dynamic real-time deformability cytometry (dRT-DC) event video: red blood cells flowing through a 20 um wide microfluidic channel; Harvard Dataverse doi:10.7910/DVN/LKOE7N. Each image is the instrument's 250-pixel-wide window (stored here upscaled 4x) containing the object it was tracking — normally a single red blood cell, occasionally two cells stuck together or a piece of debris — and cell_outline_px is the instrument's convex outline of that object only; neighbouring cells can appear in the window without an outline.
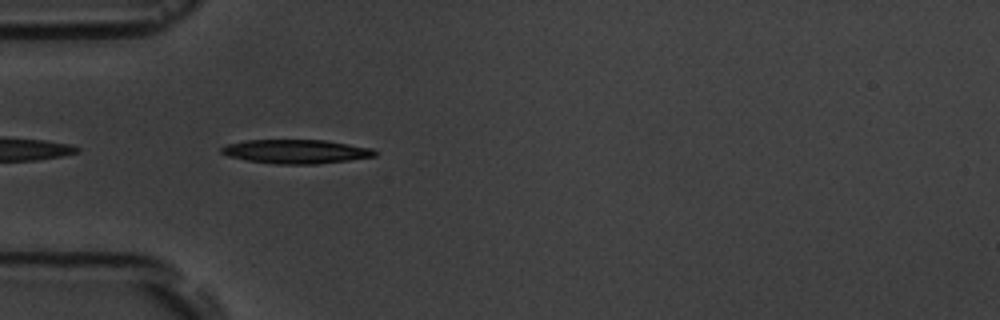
{"species": "common noctule bat (a hibernating species)", "species_latin": "Nyctalus noctula", "temperature_condition": "room temperature", "stored_images_in_passage": 3, "camera_frame_rate_fps": 3000, "um_per_image_px": 0.085, "animal": {"sex": "male", "body_mass_g": 19.5, "forearm_length_mm": 54.6}, "frame": {"image": 1, "passage_image": 2, "time_ms": 1.0, "image_size_px": [1000, 320], "cell_outline_px": [[376, 156], [348, 160], [316, 164], [276, 164], [244, 160], [228, 156], [220, 152], [220, 148], [228, 144], [248, 140], [324, 140], [372, 148], [376, 152]], "centroid_in_image_um": [25.13, 12.88], "position_along_channel_um": 59.9, "area_um2": 21.33}}
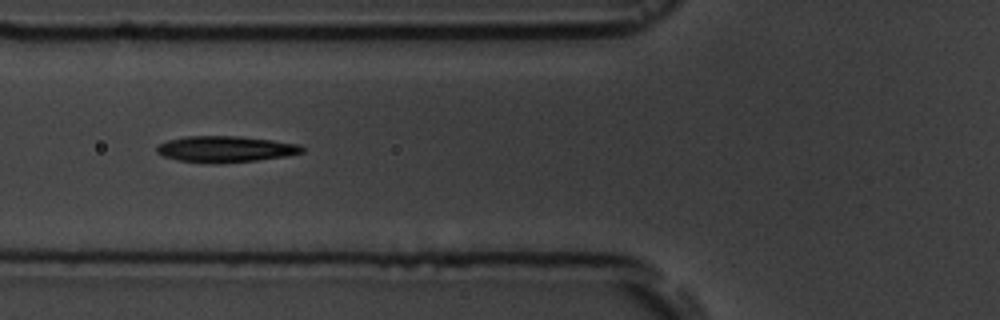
{"frame": {"image": 2, "passage_image": 3, "time_ms": 2.333, "image_size_px": [1000, 320], "cell_outline_px": [[304, 152], [288, 156], [256, 160], [212, 164], [180, 160], [164, 156], [156, 152], [156, 148], [160, 144], [168, 140], [184, 136], [240, 136], [272, 140], [300, 144], [304, 148]], "centroid_in_image_um": [19.19, 12.67], "position_along_channel_um": 106.6, "area_um2": 22.2}}